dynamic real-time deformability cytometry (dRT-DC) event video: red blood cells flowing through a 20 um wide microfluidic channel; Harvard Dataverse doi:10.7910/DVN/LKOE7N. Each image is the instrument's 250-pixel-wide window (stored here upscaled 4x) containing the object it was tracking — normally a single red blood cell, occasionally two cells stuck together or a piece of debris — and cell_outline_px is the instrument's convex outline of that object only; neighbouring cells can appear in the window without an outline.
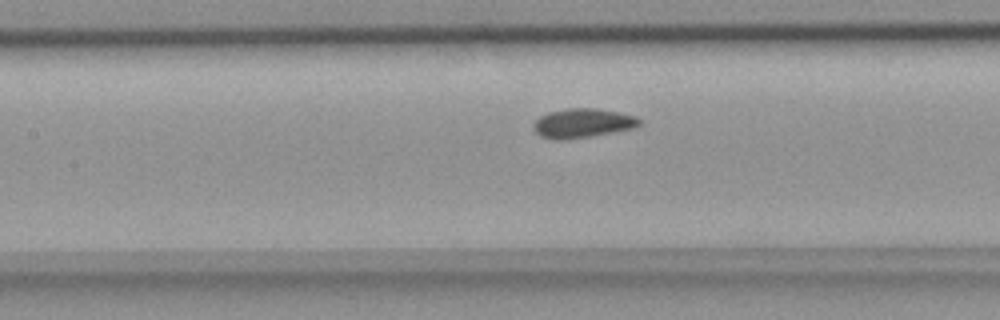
{"species": "common noctule bat (a hibernating species)", "species_latin": "Nyctalus noctula", "temperature_condition": "room temperature", "stored_images_in_passage": 31, "camera_frame_rate_fps": 3000, "um_per_image_px": 0.085, "animal": {"sex": "female", "body_mass_g": 18.4}, "frame": {"image": 1, "passage_image": 13, "time_ms": 4.0, "image_size_px": [1000, 320], "cell_outline_px": [[644, 120], [640, 124], [632, 128], [592, 136], [564, 140], [556, 140], [540, 136], [532, 128], [532, 124], [540, 116], [548, 112], [564, 108], [596, 108], [620, 112], [636, 116]], "centroid_in_image_um": [49.51, 10.46], "position_along_channel_um": 157.9, "area_um2": 18.26}}
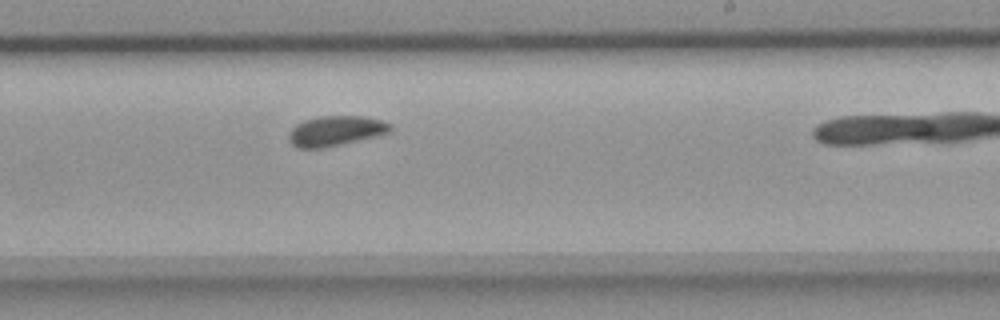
{"frame": {"image": 2, "passage_image": 21, "time_ms": 6.667, "image_size_px": [1000, 320], "cell_outline_px": [[392, 128], [388, 132], [380, 136], [320, 148], [300, 148], [292, 144], [288, 140], [288, 136], [292, 128], [296, 124], [304, 120], [320, 116], [360, 116], [380, 120], [392, 124]], "centroid_in_image_um": [28.53, 11.12], "position_along_channel_um": 260.5, "area_um2": 17.69}}
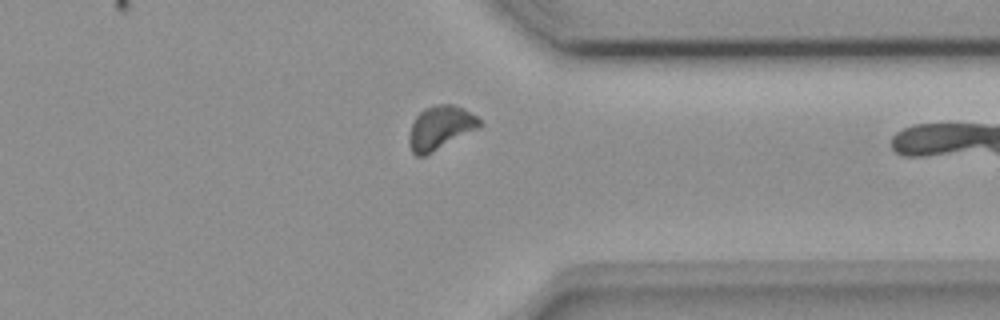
{"frame": {"image": 3, "passage_image": 30, "time_ms": 9.667, "image_size_px": [1000, 320], "cell_outline_px": [[484, 124], [480, 128], [424, 156], [416, 156], [412, 152], [408, 144], [408, 136], [412, 124], [416, 116], [424, 108], [436, 104], [452, 104], [464, 108], [476, 116]], "centroid_in_image_um": [37.43, 10.85], "position_along_channel_um": 374.0, "area_um2": 18.09}}